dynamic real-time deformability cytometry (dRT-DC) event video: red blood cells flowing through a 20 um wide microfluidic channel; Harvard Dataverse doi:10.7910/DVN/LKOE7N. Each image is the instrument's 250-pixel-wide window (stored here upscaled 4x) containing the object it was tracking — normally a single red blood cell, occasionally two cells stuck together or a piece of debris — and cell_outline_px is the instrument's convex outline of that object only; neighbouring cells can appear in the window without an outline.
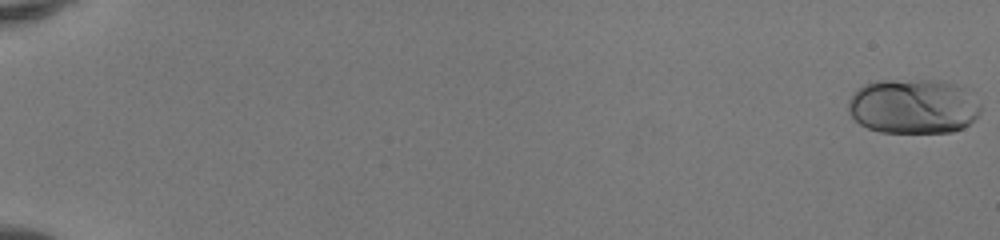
{"species": "human", "species_latin": "Homo sapiens", "temperature_condition": "room temperature", "stored_images_in_passage": 53, "camera_frame_rate_fps": 3000, "um_per_image_px": 0.085, "donor": {"sex": "female"}, "frame": {"image": 1, "passage_image": 1, "time_ms": 0.0, "image_size_px": [1000, 240], "cell_outline_px": [[980, 112], [964, 128], [952, 132], [880, 132], [868, 128], [860, 124], [848, 112], [848, 100], [856, 88], [864, 84], [876, 80], [940, 80], [956, 84], [964, 88], [980, 104]], "centroid_in_image_um": [77.59, 9.02], "position_along_channel_um": 7.4, "area_um2": 42.54}}
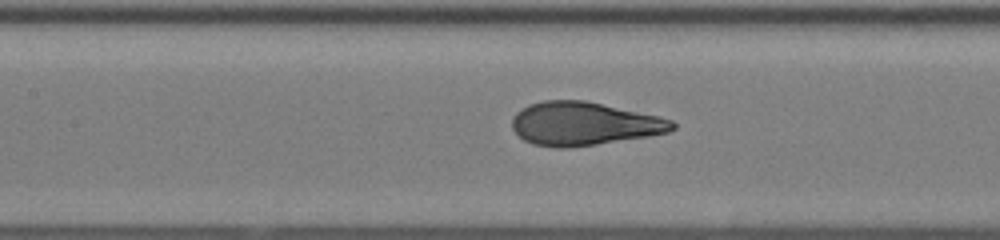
{"frame": {"image": 2, "passage_image": 28, "time_ms": 9.0, "image_size_px": [1000, 240], "cell_outline_px": [[676, 128], [668, 132], [648, 136], [596, 144], [568, 148], [556, 148], [532, 144], [524, 140], [512, 128], [512, 116], [516, 112], [528, 104], [544, 100], [584, 100], [660, 116], [672, 120], [676, 124]], "centroid_in_image_um": [49.62, 10.51], "position_along_channel_um": 157.8, "area_um2": 40.58}}
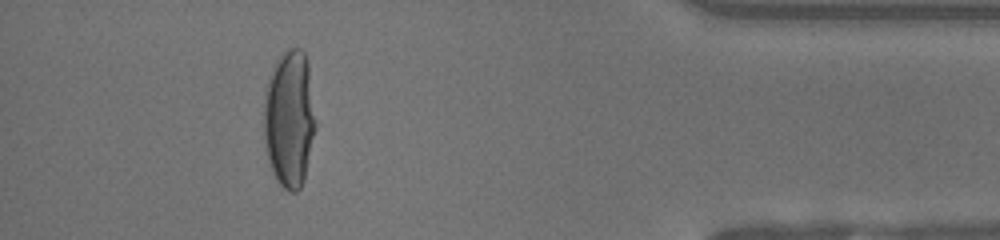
{"frame": {"image": 3, "passage_image": 49, "time_ms": 16.0, "image_size_px": [1000, 240], "cell_outline_px": [[316, 128], [304, 180], [300, 188], [296, 192], [288, 192], [276, 180], [272, 172], [268, 160], [264, 144], [264, 92], [272, 68], [276, 60], [288, 48], [300, 48], [304, 52], [308, 60], [316, 120]], "centroid_in_image_um": [24.6, 10.1], "position_along_channel_um": 410.6, "area_um2": 42.08}, "authors_computed_cell_mechanics": {"area_um2": 39.9398, "velocity_mm_per_s": 4.1455, "shape_relaxation_time_tau1_ms": 5.354, "shape_relaxation_time_tau2_ms": null, "deformation_change_tau1": 0.2858, "deformation_change_tau2": null}}